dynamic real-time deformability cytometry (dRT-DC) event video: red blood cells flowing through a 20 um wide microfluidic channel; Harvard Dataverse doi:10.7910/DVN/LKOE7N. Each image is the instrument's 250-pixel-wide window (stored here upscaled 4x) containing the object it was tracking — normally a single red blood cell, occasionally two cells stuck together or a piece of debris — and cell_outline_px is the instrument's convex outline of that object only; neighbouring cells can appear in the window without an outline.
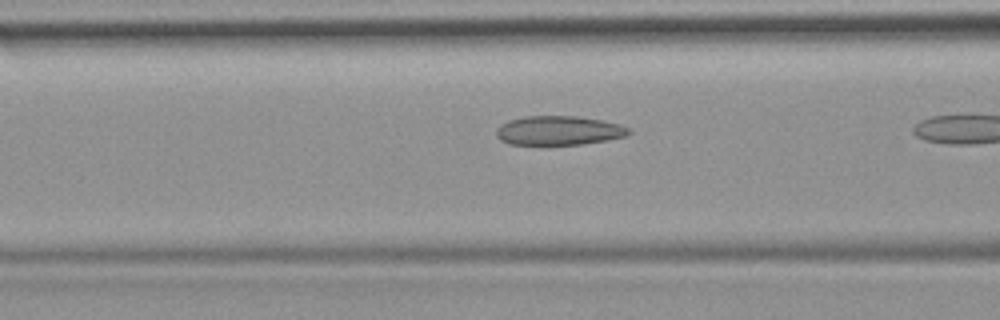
{"species": "common noctule bat (a hibernating species)", "species_latin": "Nyctalus noctula", "temperature_condition": "room temperature", "stored_images_in_passage": 8, "camera_frame_rate_fps": 3000, "um_per_image_px": 0.085, "animal": {"sex": "female", "body_mass_g": 19.9}, "frame": {"image": 1, "passage_image": 7, "time_ms": 2.0, "image_size_px": [1000, 320], "cell_outline_px": [[632, 132], [624, 136], [604, 140], [580, 144], [508, 144], [500, 140], [496, 136], [496, 128], [500, 124], [508, 120], [524, 116], [576, 116], [600, 120], [620, 124], [628, 128]], "centroid_in_image_um": [47.43, 11.08], "position_along_channel_um": 119.2, "area_um2": 22.37}}